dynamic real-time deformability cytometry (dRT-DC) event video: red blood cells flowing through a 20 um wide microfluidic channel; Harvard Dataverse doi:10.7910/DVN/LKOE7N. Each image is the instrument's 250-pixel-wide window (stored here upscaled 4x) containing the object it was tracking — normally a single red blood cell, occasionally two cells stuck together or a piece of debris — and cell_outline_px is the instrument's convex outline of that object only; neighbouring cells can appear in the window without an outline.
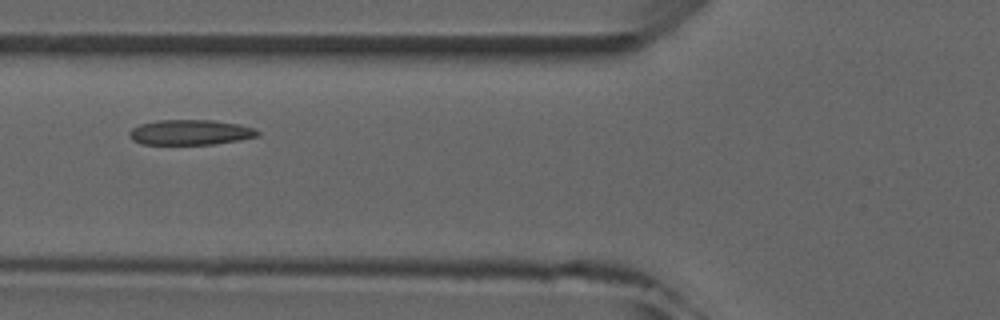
{"species": "common noctule bat (a hibernating species)", "species_latin": "Nyctalus noctula", "temperature_condition": "room temperature", "stored_images_in_passage": 4, "camera_frame_rate_fps": 3000, "um_per_image_px": 0.085, "animal": {"sex": "male", "forearm_length_mm": 52.5}, "frame": {"image": 1, "passage_image": 4, "time_ms": 3.333, "image_size_px": [1000, 320], "cell_outline_px": [[260, 136], [240, 140], [212, 144], [140, 144], [132, 140], [128, 132], [132, 128], [140, 124], [156, 120], [212, 120], [240, 124], [252, 128], [260, 132]], "centroid_in_image_um": [16.17, 11.24], "position_along_channel_um": 109.6, "area_um2": 18.9}}